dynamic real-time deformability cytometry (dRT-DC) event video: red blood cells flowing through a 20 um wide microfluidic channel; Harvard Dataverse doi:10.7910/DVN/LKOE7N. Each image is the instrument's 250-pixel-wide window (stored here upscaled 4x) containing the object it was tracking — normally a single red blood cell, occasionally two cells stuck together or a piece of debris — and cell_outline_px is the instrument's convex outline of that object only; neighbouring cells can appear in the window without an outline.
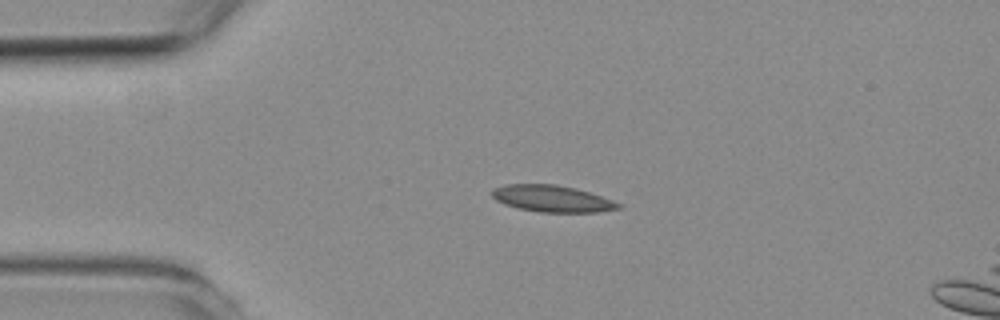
{"species": "common noctule bat (a hibernating species)", "species_latin": "Nyctalus noctula", "temperature_condition": "room temperature", "stored_images_in_passage": 2, "camera_frame_rate_fps": 3000, "um_per_image_px": 0.085, "animal": {"sex": "female", "body_mass_g": 19.3, "forearm_length_mm": 54.1}, "frame": {"image": 1, "passage_image": 1, "time_ms": 0.0, "image_size_px": [1000, 320], "cell_outline_px": [[624, 204], [620, 208], [596, 212], [540, 212], [516, 208], [504, 204], [496, 200], [492, 196], [492, 188], [504, 184], [556, 184], [576, 188]], "centroid_in_image_um": [46.9, 16.88], "position_along_channel_um": 38.1, "area_um2": 19.71}}